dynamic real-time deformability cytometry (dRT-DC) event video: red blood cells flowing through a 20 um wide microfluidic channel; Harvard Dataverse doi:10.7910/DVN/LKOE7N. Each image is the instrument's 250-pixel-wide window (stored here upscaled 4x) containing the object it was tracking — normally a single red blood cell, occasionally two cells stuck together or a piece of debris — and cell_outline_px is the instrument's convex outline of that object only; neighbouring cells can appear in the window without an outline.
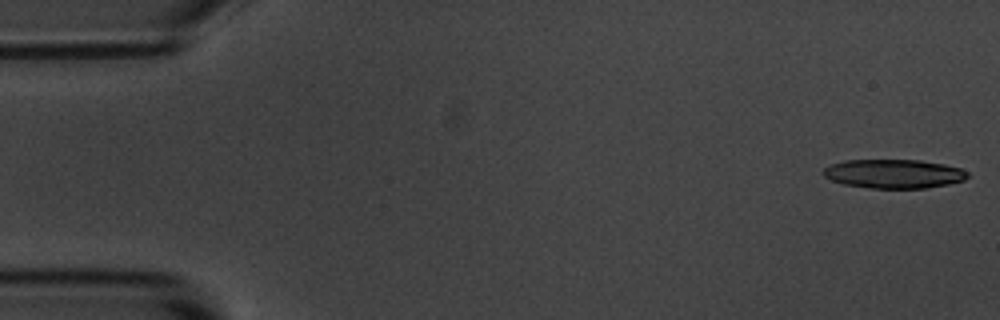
{"species": "common noctule bat (a hibernating species)", "species_latin": "Nyctalus noctula", "temperature_condition": "room temperature", "stored_images_in_passage": 8, "camera_frame_rate_fps": 3000, "um_per_image_px": 0.085, "animal": {"sex": "male", "body_mass_g": 20.1, "forearm_length_mm": 53.5}, "frame": {"image": 1, "passage_image": 1, "time_ms": 0.0, "image_size_px": [1000, 320], "cell_outline_px": [[968, 176], [964, 180], [948, 184], [924, 188], [872, 188], [844, 184], [832, 180], [824, 176], [820, 172], [824, 168], [832, 164], [844, 160], [920, 160], [944, 164], [960, 168], [968, 172]], "centroid_in_image_um": [75.96, 14.76], "position_along_channel_um": 9.0, "area_um2": 24.28}}